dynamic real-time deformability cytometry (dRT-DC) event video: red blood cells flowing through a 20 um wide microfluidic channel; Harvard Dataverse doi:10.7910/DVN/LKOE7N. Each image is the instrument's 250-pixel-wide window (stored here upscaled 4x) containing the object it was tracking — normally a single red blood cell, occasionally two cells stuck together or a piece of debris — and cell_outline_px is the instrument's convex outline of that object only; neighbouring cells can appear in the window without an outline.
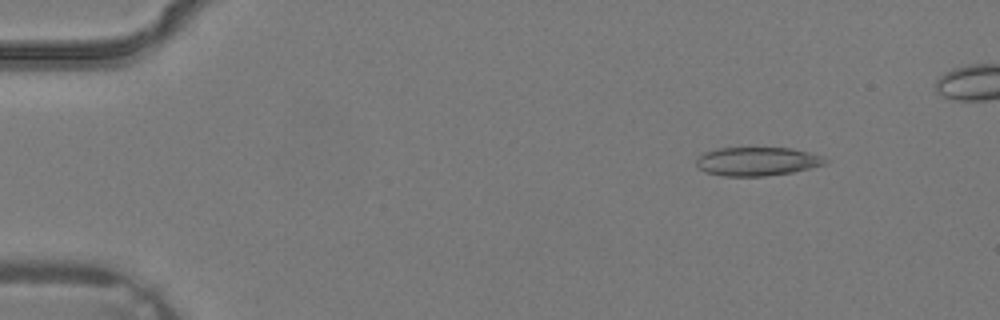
{"species": "common noctule bat (a hibernating species)", "species_latin": "Nyctalus noctula", "temperature_condition": "warm", "stored_images_in_passage": 5, "camera_frame_rate_fps": 3000, "um_per_image_px": 0.085, "animal": {"sex": "male", "body_mass_g": 19.2, "forearm_length_mm": 51.8}, "frame": {"image": 1, "passage_image": 2, "time_ms": 0.333, "image_size_px": [1000, 320], "cell_outline_px": [[832, 160], [828, 164], [792, 172], [764, 176], [724, 176], [704, 172], [696, 164], [696, 156], [704, 152], [716, 148], [792, 148], [824, 156]], "centroid_in_image_um": [64.39, 13.71], "position_along_channel_um": 20.6, "area_um2": 21.85}}